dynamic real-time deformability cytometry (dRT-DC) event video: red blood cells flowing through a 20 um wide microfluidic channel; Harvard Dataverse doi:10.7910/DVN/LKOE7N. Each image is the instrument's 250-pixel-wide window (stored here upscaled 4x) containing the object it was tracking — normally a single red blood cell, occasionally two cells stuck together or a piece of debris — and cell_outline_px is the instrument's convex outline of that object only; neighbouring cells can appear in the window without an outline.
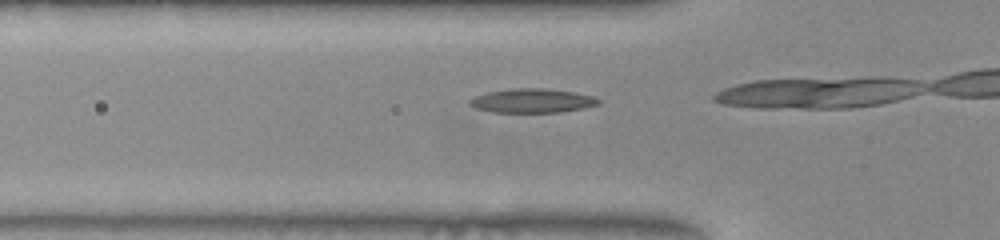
{"species": "common noctule bat (a hibernating species)", "species_latin": "Nyctalus noctula", "temperature_condition": "warm", "stored_images_in_passage": 4, "camera_frame_rate_fps": 3000, "um_per_image_px": 0.085, "animal": {"sex": "female", "body_mass_g": 22.0, "forearm_length_mm": 56.7}, "frame": {"image": 1, "passage_image": 2, "time_ms": 0.333, "image_size_px": [1000, 240], "cell_outline_px": [[600, 104], [560, 112], [496, 112], [476, 108], [468, 104], [468, 100], [472, 96], [488, 92], [508, 88], [544, 88], [572, 92], [592, 96], [600, 100]], "centroid_in_image_um": [45.17, 8.55], "position_along_channel_um": 80.6, "area_um2": 17.98}}